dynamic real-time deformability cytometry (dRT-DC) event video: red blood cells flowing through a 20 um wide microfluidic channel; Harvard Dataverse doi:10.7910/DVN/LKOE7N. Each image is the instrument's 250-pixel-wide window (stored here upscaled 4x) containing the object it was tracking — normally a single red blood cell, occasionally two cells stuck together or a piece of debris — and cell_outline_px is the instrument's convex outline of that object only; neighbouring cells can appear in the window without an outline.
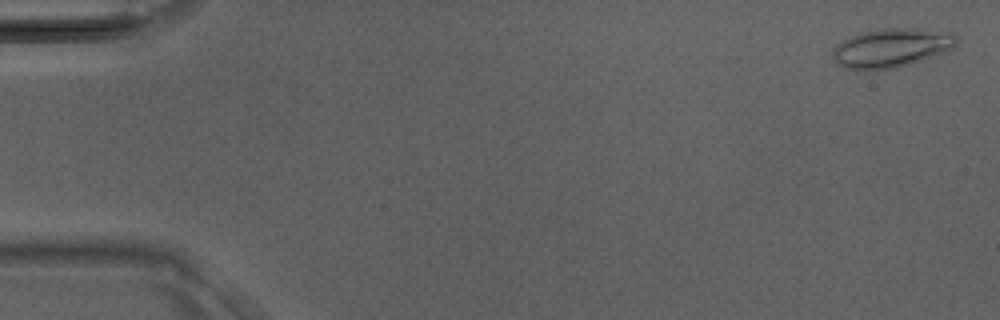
{"species": "Egyptian fruit bat (a non-hibernating species)", "species_latin": "Rousettus aegyptiacus", "temperature_condition": "room temperature", "stored_images_in_passage": 39, "camera_frame_rate_fps": 3000, "um_per_image_px": 0.085, "animal": {"sex": "male"}, "frame": {"image": 1, "passage_image": 1, "time_ms": 0.0, "image_size_px": [1000, 320], "cell_outline_px": [[956, 44], [952, 48], [944, 52], [896, 68], [868, 72], [844, 68], [836, 64], [832, 56], [832, 52], [836, 44], [860, 32], [884, 28], [916, 28], [952, 32], [956, 36]], "centroid_in_image_um": [75.71, 4.09], "position_along_channel_um": 9.3, "area_um2": 28.44}}
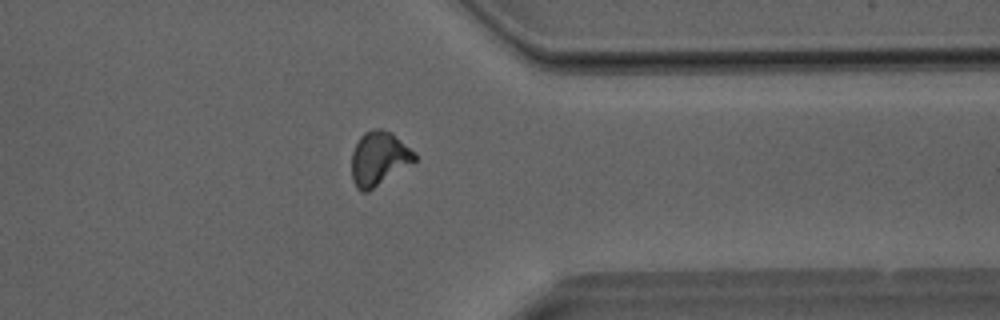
{"frame": {"image": 2, "passage_image": 31, "time_ms": 10.0, "image_size_px": [1000, 320], "cell_outline_px": [[416, 160], [368, 192], [360, 192], [356, 188], [352, 180], [352, 152], [360, 136], [364, 132], [372, 128], [380, 128], [392, 132], [416, 152]], "centroid_in_image_um": [32.2, 13.46], "position_along_channel_um": 379.2, "area_um2": 19.94}}
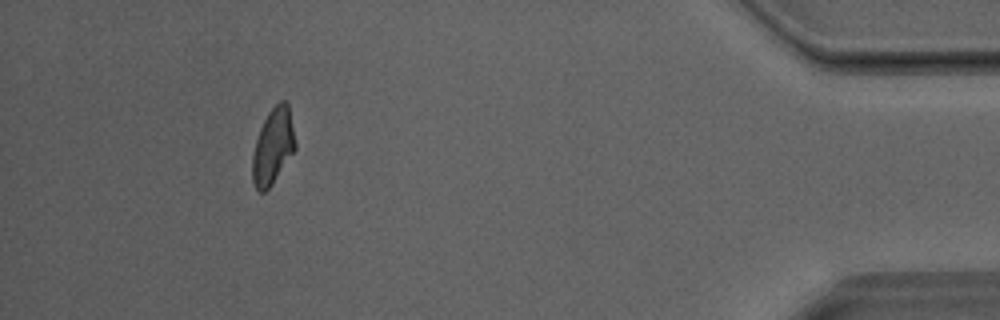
{"frame": {"image": 3, "passage_image": 36, "time_ms": 11.667, "image_size_px": [1000, 320], "cell_outline_px": [[296, 148], [272, 184], [264, 192], [260, 192], [256, 188], [252, 180], [252, 156], [256, 140], [260, 128], [268, 112], [280, 100], [284, 100], [288, 104], [296, 144]], "centroid_in_image_um": [23.19, 12.44], "position_along_channel_um": 412.0, "area_um2": 18.73}}